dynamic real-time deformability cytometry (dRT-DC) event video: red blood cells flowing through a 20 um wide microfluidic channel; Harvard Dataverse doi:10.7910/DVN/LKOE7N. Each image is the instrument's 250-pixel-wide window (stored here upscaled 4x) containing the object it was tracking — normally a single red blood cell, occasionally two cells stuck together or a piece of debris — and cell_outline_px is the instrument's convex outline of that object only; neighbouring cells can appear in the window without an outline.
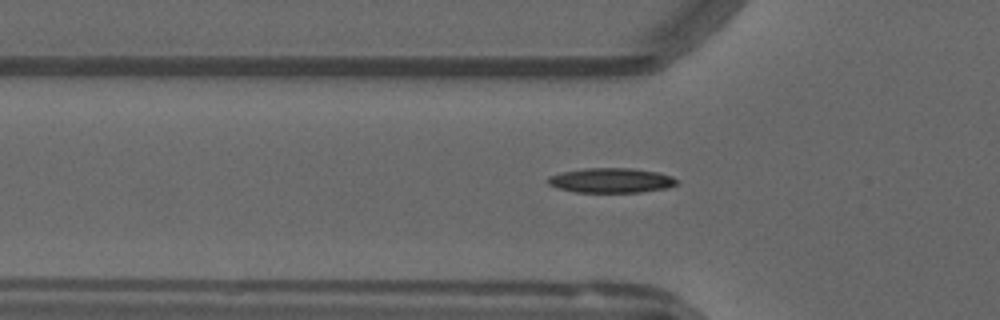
{"species": "common noctule bat (a hibernating species)", "species_latin": "Nyctalus noctula", "temperature_condition": "warm", "stored_images_in_passage": 55, "camera_frame_rate_fps": 3000, "um_per_image_px": 0.085, "animal": {"sex": "male", "forearm_length_mm": 52.5}, "frame": {"image": 1, "passage_image": 18, "time_ms": 5.667, "image_size_px": [1000, 320], "cell_outline_px": [[680, 180], [676, 184], [664, 188], [640, 192], [576, 192], [556, 188], [548, 184], [548, 176], [564, 172], [584, 168], [632, 168], [656, 172], [672, 176]], "centroid_in_image_um": [51.93, 15.33], "position_along_channel_um": 73.9, "area_um2": 18.5}}
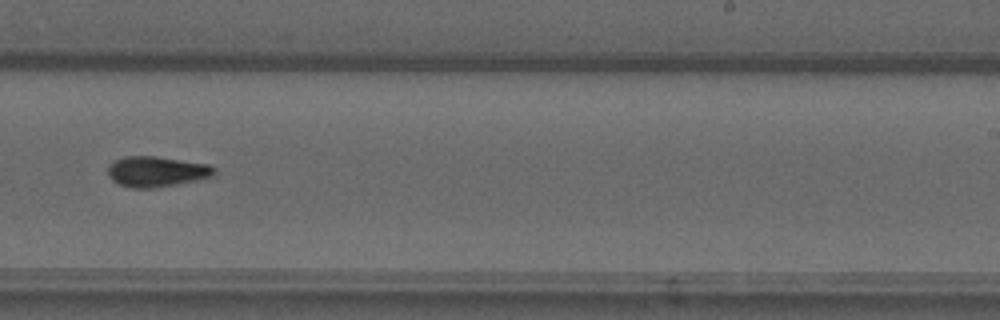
{"frame": {"image": 2, "passage_image": 34, "time_ms": 11.0, "image_size_px": [1000, 320], "cell_outline_px": [[216, 172], [212, 176], [196, 180], [176, 184], [152, 188], [132, 188], [120, 184], [112, 180], [108, 176], [108, 164], [124, 156], [156, 156], [208, 164], [216, 168]], "centroid_in_image_um": [13.29, 14.57], "position_along_channel_um": 275.7, "area_um2": 18.84}}
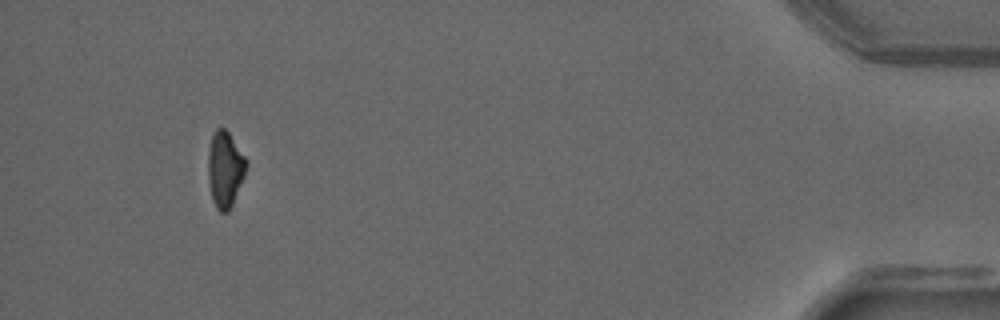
{"frame": {"image": 3, "passage_image": 51, "time_ms": 16.667, "image_size_px": [1000, 320], "cell_outline_px": [[248, 164], [244, 176], [232, 204], [228, 212], [220, 212], [216, 208], [212, 200], [208, 184], [208, 152], [212, 136], [216, 128], [224, 128], [228, 132], [248, 160]], "centroid_in_image_um": [19.12, 14.39], "position_along_channel_um": 416.1, "area_um2": 16.94}}